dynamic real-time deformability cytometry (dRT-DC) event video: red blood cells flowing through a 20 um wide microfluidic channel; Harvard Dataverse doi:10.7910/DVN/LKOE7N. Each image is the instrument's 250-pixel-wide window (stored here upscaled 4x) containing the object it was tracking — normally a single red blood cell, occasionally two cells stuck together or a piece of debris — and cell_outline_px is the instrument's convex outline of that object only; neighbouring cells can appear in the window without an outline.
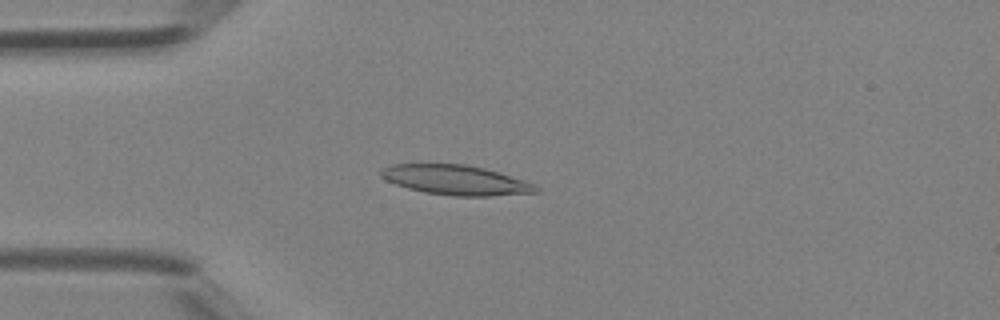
{"species": "Egyptian fruit bat (a non-hibernating species)", "species_latin": "Rousettus aegyptiacus", "temperature_condition": "room temperature", "stored_images_in_passage": 41, "camera_frame_rate_fps": 3000, "um_per_image_px": 0.085, "animal": {"sex": "female"}, "frame": {"image": 1, "passage_image": 10, "time_ms": 3.0, "image_size_px": [1000, 320], "cell_outline_px": [[540, 192], [488, 196], [452, 196], [424, 192], [408, 188], [384, 180], [380, 176], [380, 172], [384, 168], [392, 164], [464, 164], [484, 168], [524, 180], [536, 184], [540, 188]], "centroid_in_image_um": [38.75, 15.31], "position_along_channel_um": 46.2, "area_um2": 26.88}}
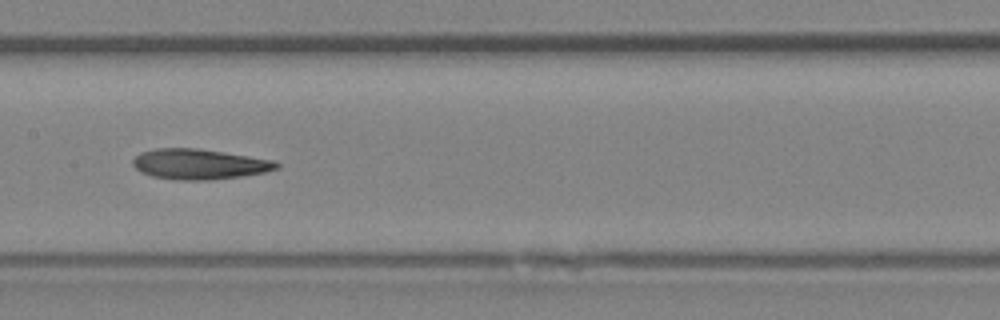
{"frame": {"image": 2, "passage_image": 20, "time_ms": 6.333, "image_size_px": [1000, 320], "cell_outline_px": [[280, 168], [264, 172], [240, 176], [208, 180], [176, 180], [152, 176], [140, 172], [132, 164], [132, 160], [140, 152], [156, 148], [196, 148], [224, 152], [272, 160], [280, 164]], "centroid_in_image_um": [16.9, 13.95], "position_along_channel_um": 190.5, "area_um2": 25.32}}
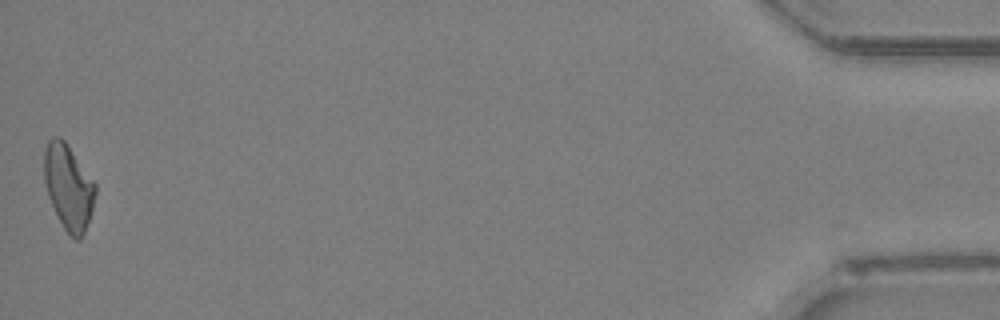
{"frame": {"image": 3, "passage_image": 41, "time_ms": 13.333, "image_size_px": [1000, 320], "cell_outline_px": [[96, 192], [92, 208], [84, 232], [80, 240], [76, 240], [64, 228], [48, 196], [44, 180], [44, 148], [48, 140], [52, 136], [60, 136], [64, 140], [96, 184]], "centroid_in_image_um": [5.8, 15.85], "position_along_channel_um": 429.4, "area_um2": 25.03}}